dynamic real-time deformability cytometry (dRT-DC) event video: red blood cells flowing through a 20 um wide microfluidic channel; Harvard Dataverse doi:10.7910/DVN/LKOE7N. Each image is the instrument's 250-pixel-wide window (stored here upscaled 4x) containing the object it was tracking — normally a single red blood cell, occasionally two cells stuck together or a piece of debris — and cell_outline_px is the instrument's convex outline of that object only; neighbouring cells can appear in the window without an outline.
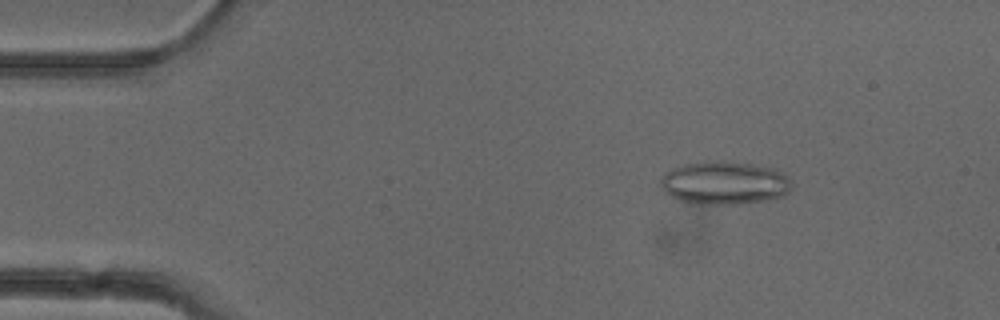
{"species": "common noctule bat (a hibernating species)", "species_latin": "Nyctalus noctula", "temperature_condition": "cold", "stored_images_in_passage": 52, "camera_frame_rate_fps": 3000, "um_per_image_px": 0.085, "animal": {"sex": "female"}, "frame": {"image": 1, "passage_image": 8, "time_ms": 2.333, "image_size_px": [1000, 320], "cell_outline_px": [[792, 188], [784, 196], [764, 200], [736, 204], [696, 204], [680, 200], [672, 196], [664, 188], [660, 180], [664, 172], [672, 168], [684, 164], [752, 164], [776, 168], [788, 176], [792, 184]], "centroid_in_image_um": [61.64, 15.59], "position_along_channel_um": 23.4, "area_um2": 31.96}}
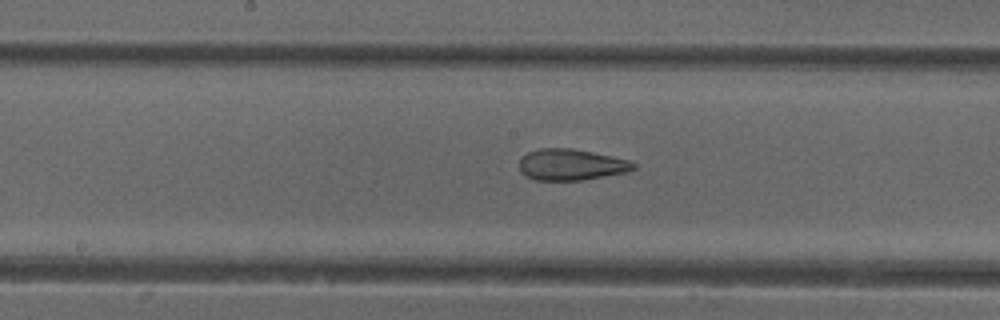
{"frame": {"image": 2, "passage_image": 27, "time_ms": 8.667, "image_size_px": [1000, 320], "cell_outline_px": [[636, 168], [628, 172], [580, 180], [536, 180], [520, 172], [520, 160], [528, 152], [540, 148], [572, 148], [592, 152], [628, 160], [636, 164]], "centroid_in_image_um": [48.55, 13.99], "position_along_channel_um": 199.6, "area_um2": 20.58}}
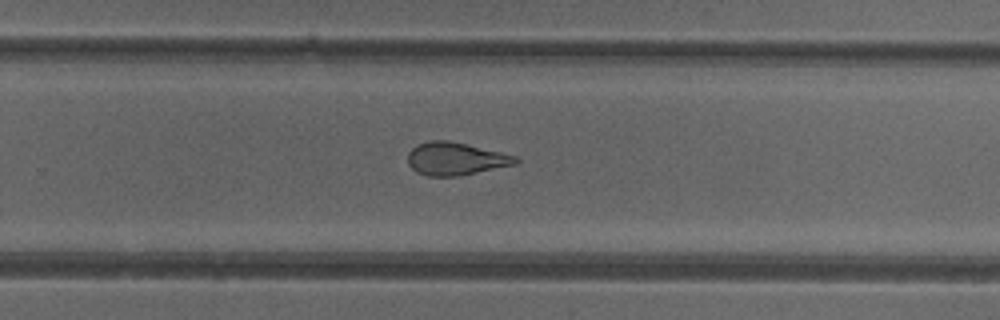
{"frame": {"image": 3, "passage_image": 34, "time_ms": 11.0, "image_size_px": [1000, 320], "cell_outline_px": [[520, 160], [516, 164], [456, 176], [428, 176], [416, 172], [408, 164], [408, 152], [416, 144], [428, 140], [448, 140], [500, 152], [516, 156]], "centroid_in_image_um": [38.68, 13.48], "position_along_channel_um": 291.1, "area_um2": 20.46}, "authors_computed_cell_mechanics": {"area_um2": 23.3512, "velocity_mm_per_s": 3.9469, "shape_relaxation_time_tau1_ms": null, "shape_relaxation_time_tau2_ms": 1.885, "deformation_change_tau1": null, "deformation_change_tau2": 0.1073}}